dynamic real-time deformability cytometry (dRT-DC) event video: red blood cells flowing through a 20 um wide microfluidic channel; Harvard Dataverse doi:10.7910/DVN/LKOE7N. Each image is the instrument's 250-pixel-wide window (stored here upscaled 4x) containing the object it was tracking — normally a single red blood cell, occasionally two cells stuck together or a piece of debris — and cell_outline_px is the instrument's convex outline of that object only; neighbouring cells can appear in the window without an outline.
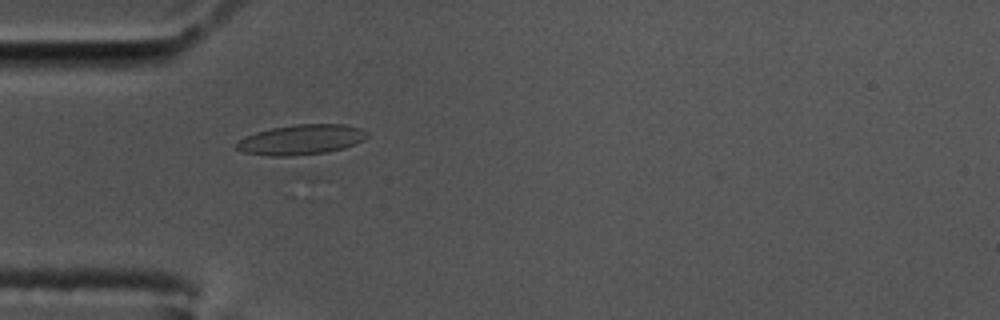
{"species": "common noctule bat (a hibernating species)", "species_latin": "Nyctalus noctula", "temperature_condition": "cold", "stored_images_in_passage": 61, "camera_frame_rate_fps": 3000, "um_per_image_px": 0.085, "animal": {"sex": "male", "body_mass_g": 17.5, "forearm_length_mm": 52.3}, "frame": {"image": 1, "passage_image": 20, "time_ms": 6.333, "image_size_px": [1000, 320], "cell_outline_px": [[368, 136], [364, 140], [344, 148], [328, 152], [292, 156], [268, 156], [244, 152], [236, 148], [236, 144], [244, 136], [256, 132], [272, 128], [292, 124], [344, 124], [360, 128], [368, 132]], "centroid_in_image_um": [25.61, 11.87], "position_along_channel_um": 59.4, "area_um2": 23.0}}
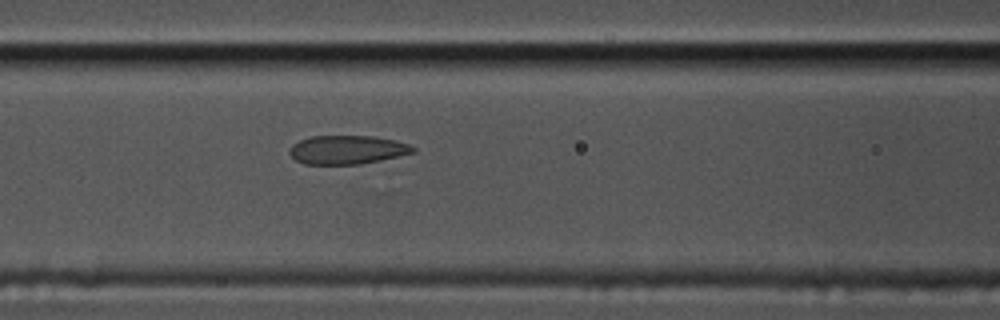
{"frame": {"image": 2, "passage_image": 27, "time_ms": 8.667, "image_size_px": [1000, 320], "cell_outline_px": [[416, 152], [380, 160], [360, 164], [304, 164], [296, 160], [288, 152], [288, 148], [292, 144], [300, 140], [312, 136], [372, 136], [396, 140], [408, 144], [416, 148]], "centroid_in_image_um": [29.5, 12.73], "position_along_channel_um": 137.1, "area_um2": 20.69}}
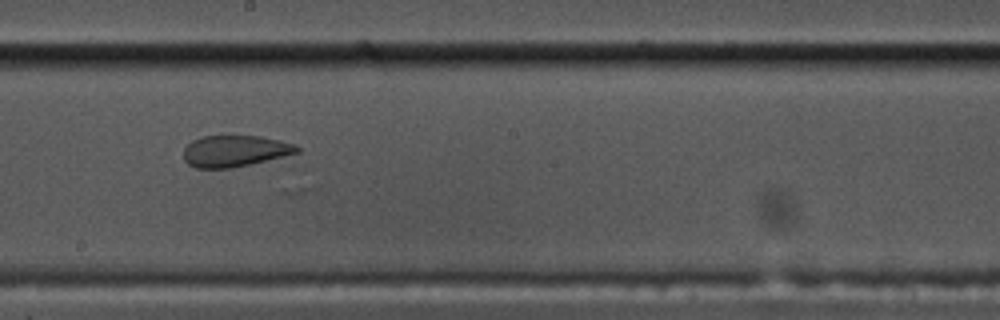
{"frame": {"image": 3, "passage_image": 35, "time_ms": 11.333, "image_size_px": [1000, 320], "cell_outline_px": [[300, 152], [252, 164], [232, 168], [196, 168], [188, 164], [184, 160], [184, 148], [192, 140], [204, 136], [232, 132], [260, 136], [280, 140], [296, 144], [300, 148]], "centroid_in_image_um": [19.97, 12.79], "position_along_channel_um": 228.2, "area_um2": 21.68}}